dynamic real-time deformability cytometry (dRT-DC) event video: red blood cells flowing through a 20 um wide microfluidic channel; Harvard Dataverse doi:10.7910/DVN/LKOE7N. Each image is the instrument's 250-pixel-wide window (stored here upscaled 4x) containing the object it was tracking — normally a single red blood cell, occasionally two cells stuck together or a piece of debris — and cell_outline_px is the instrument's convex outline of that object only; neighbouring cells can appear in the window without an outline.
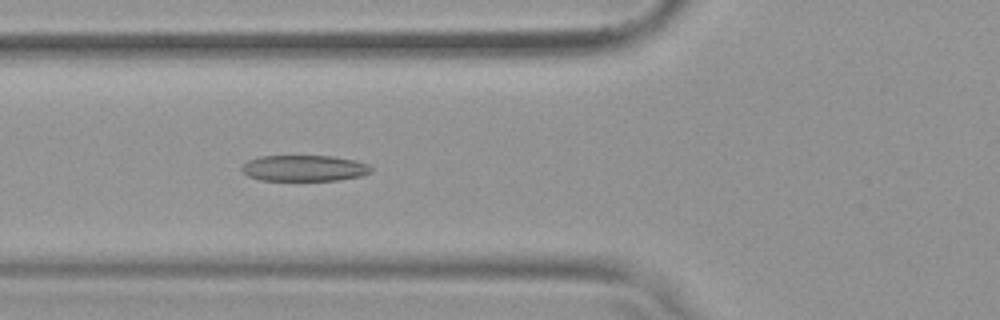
{"species": "common noctule bat (a hibernating species)", "species_latin": "Nyctalus noctula", "temperature_condition": "warm", "stored_images_in_passage": 40, "camera_frame_rate_fps": 3000, "um_per_image_px": 0.085, "animal": {"sex": "female", "body_mass_g": 19.9}, "frame": {"image": 1, "passage_image": 7, "time_ms": 2.0, "image_size_px": [1000, 320], "cell_outline_px": [[372, 172], [360, 176], [340, 180], [260, 180], [248, 176], [240, 168], [248, 160], [260, 156], [332, 156], [356, 160], [368, 164], [372, 168]], "centroid_in_image_um": [25.88, 14.29], "position_along_channel_um": 99.9, "area_um2": 19.65}, "authors_computed_cell_mechanics": {"area_um2": 19.9121, "velocity_mm_per_s": 3.8132, "shape_relaxation_time_tau1_ms": 11.2482, "shape_relaxation_time_tau2_ms": 2.0216, "deformation_change_tau1": 0.2726, "deformation_change_tau2": 0.0975}}